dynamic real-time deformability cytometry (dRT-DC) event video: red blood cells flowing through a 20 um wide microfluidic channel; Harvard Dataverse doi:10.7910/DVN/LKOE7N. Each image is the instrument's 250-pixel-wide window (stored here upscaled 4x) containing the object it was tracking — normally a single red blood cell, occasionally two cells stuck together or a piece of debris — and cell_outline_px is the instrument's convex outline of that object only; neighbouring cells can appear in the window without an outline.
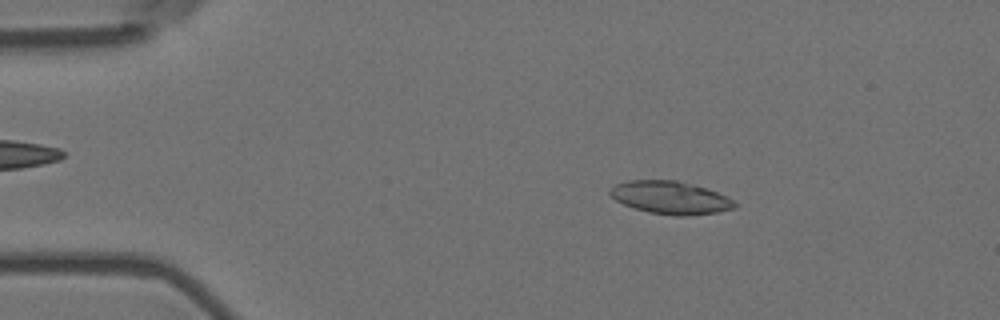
{"species": "Egyptian fruit bat (a non-hibernating species)", "species_latin": "Rousettus aegyptiacus", "temperature_condition": "room temperature", "stored_images_in_passage": 56, "camera_frame_rate_fps": 3000, "um_per_image_px": 0.085, "animal": {"sex": "female"}, "frame": {"image": 1, "passage_image": 9, "time_ms": 2.667, "image_size_px": [1000, 320], "cell_outline_px": [[740, 204], [736, 208], [716, 212], [684, 216], [676, 216], [648, 212], [624, 204], [616, 200], [608, 192], [616, 184], [628, 180], [676, 180], [692, 184], [716, 192]], "centroid_in_image_um": [56.99, 16.8], "position_along_channel_um": 28.0, "area_um2": 23.58}}
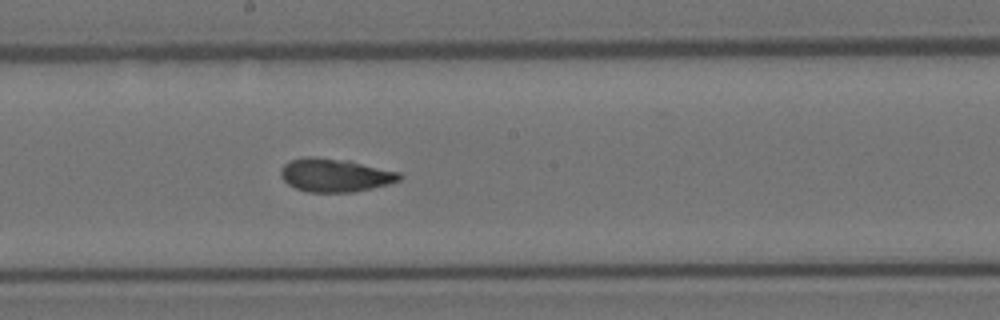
{"frame": {"image": 2, "passage_image": 30, "time_ms": 9.667, "image_size_px": [1000, 320], "cell_outline_px": [[404, 176], [400, 180], [388, 184], [372, 188], [352, 192], [308, 192], [296, 188], [288, 184], [280, 176], [280, 168], [288, 160], [304, 156], [316, 156], [348, 160], [400, 172]], "centroid_in_image_um": [28.46, 14.87], "position_along_channel_um": 219.7, "area_um2": 23.35}}
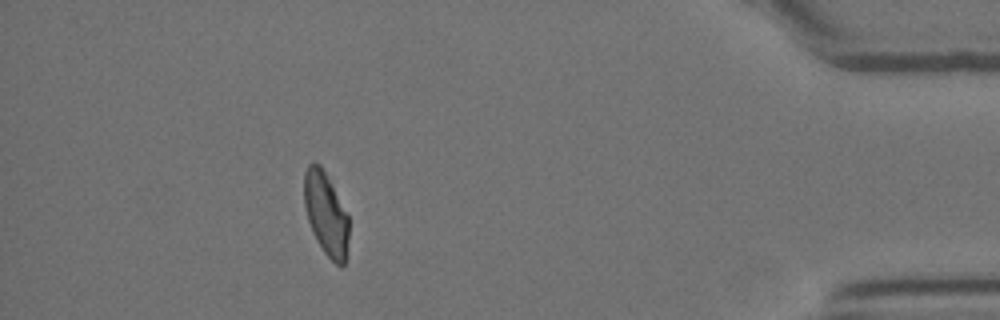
{"frame": {"image": 3, "passage_image": 50, "time_ms": 16.333, "image_size_px": [1000, 320], "cell_outline_px": [[348, 240], [344, 264], [340, 268], [324, 252], [316, 240], [312, 232], [308, 220], [304, 204], [304, 172], [308, 164], [312, 160], [320, 164], [348, 216]], "centroid_in_image_um": [27.68, 18.17], "position_along_channel_um": 407.5, "area_um2": 21.39}, "authors_computed_cell_mechanics": {"area_um2": 23.0333, "velocity_mm_per_s": 3.5916, "shape_relaxation_time_tau1_ms": 7.9196, "shape_relaxation_time_tau2_ms": 2.3012, "deformation_change_tau1": 0.1828, "deformation_change_tau2": 0.0958}}